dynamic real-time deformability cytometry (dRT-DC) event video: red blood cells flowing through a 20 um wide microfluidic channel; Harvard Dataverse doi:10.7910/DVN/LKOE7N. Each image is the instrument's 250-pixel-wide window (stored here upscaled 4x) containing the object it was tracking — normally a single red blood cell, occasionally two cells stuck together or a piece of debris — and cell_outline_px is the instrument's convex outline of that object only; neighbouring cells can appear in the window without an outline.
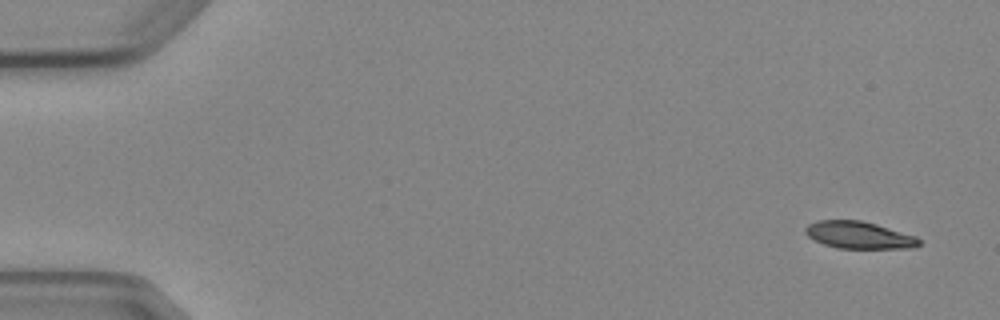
{"species": "Egyptian fruit bat (a non-hibernating species)", "species_latin": "Rousettus aegyptiacus", "temperature_condition": "cold", "stored_images_in_passage": 5, "camera_frame_rate_fps": 3000, "um_per_image_px": 0.085, "animal": {"sex": "female"}, "frame": {"image": 1, "passage_image": 1, "time_ms": 0.0, "image_size_px": [1000, 320], "cell_outline_px": [[920, 244], [912, 248], [836, 248], [824, 244], [808, 236], [804, 232], [804, 228], [808, 224], [816, 220], [860, 220], [876, 224], [916, 236], [920, 240]], "centroid_in_image_um": [72.99, 19.97], "position_along_channel_um": 12.0, "area_um2": 17.92}}
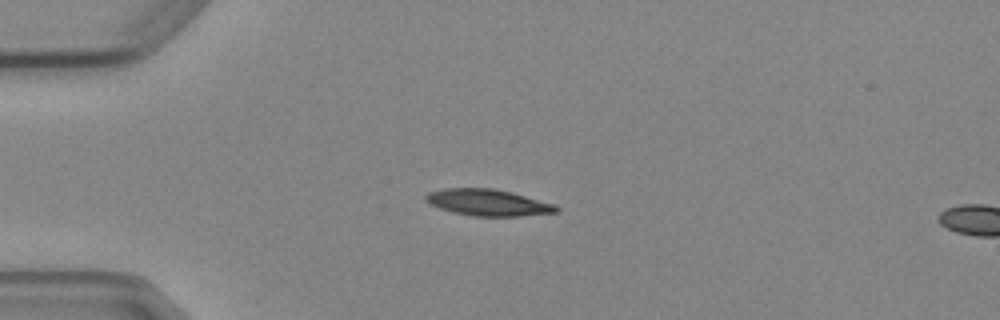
{"frame": {"image": 2, "passage_image": 4, "time_ms": 3.667, "image_size_px": [1000, 320], "cell_outline_px": [[560, 212], [520, 216], [472, 216], [452, 212], [428, 204], [424, 200], [424, 196], [428, 192], [444, 188], [492, 188], [512, 192], [556, 204], [560, 208]], "centroid_in_image_um": [41.48, 17.21], "position_along_channel_um": 43.5, "area_um2": 20.46}}